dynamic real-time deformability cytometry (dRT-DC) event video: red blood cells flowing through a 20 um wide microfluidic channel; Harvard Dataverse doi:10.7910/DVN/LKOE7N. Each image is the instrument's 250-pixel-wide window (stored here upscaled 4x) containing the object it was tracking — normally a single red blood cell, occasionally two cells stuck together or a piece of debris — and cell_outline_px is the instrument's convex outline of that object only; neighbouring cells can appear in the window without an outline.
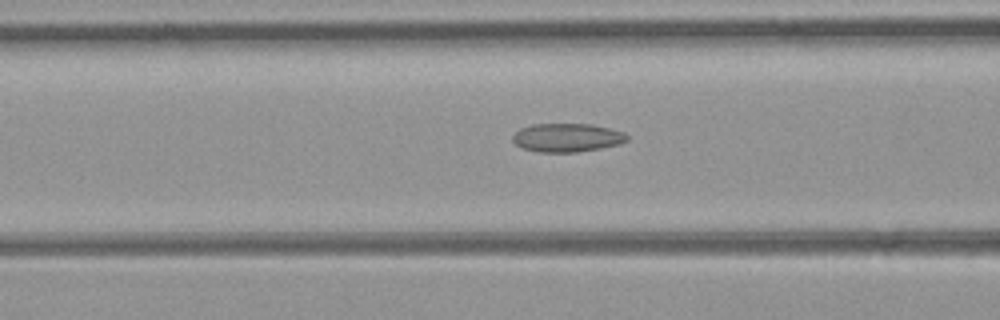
{"species": "common noctule bat (a hibernating species)", "species_latin": "Nyctalus noctula", "temperature_condition": "room temperature", "stored_images_in_passage": 29, "camera_frame_rate_fps": 3000, "um_per_image_px": 0.085, "animal": {"sex": "female", "body_mass_g": 21.9}, "frame": {"image": 1, "passage_image": 9, "time_ms": 2.667, "image_size_px": [1000, 320], "cell_outline_px": [[628, 140], [620, 144], [600, 148], [576, 152], [536, 152], [520, 148], [512, 140], [512, 136], [520, 128], [532, 124], [592, 124], [624, 132], [628, 136]], "centroid_in_image_um": [48.17, 11.7], "position_along_channel_um": 118.4, "area_um2": 19.13}}
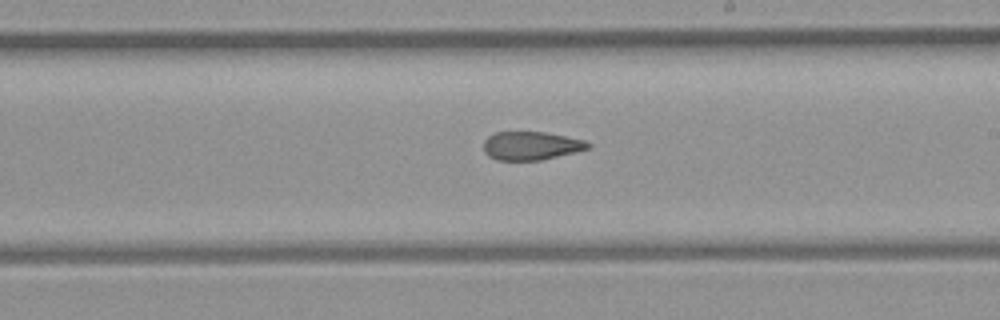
{"frame": {"image": 2, "passage_image": 18, "time_ms": 5.667, "image_size_px": [1000, 320], "cell_outline_px": [[592, 144], [588, 148], [540, 160], [496, 160], [488, 156], [484, 152], [484, 140], [488, 136], [496, 132], [544, 132], [584, 140]], "centroid_in_image_um": [45.08, 12.38], "position_along_channel_um": 243.9, "area_um2": 17.05}}
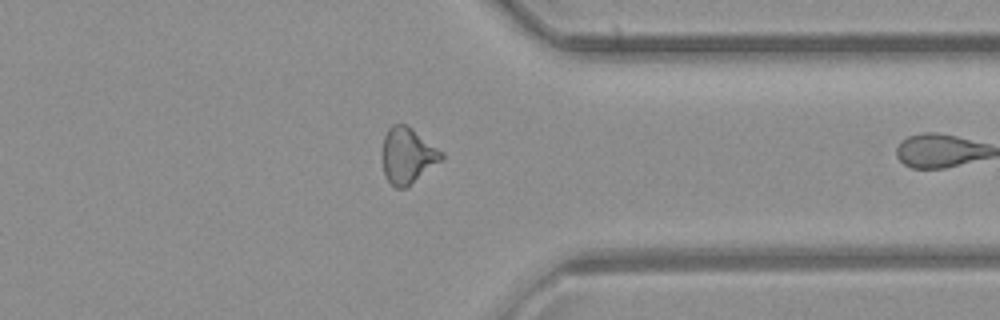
{"frame": {"image": 3, "passage_image": 28, "time_ms": 9.0, "image_size_px": [1000, 320], "cell_outline_px": [[444, 156], [440, 160], [408, 188], [396, 188], [388, 180], [384, 172], [380, 156], [380, 152], [384, 136], [388, 128], [392, 124], [404, 124], [412, 128], [444, 152]], "centroid_in_image_um": [34.6, 13.22], "position_along_channel_um": 376.8, "area_um2": 19.54}}